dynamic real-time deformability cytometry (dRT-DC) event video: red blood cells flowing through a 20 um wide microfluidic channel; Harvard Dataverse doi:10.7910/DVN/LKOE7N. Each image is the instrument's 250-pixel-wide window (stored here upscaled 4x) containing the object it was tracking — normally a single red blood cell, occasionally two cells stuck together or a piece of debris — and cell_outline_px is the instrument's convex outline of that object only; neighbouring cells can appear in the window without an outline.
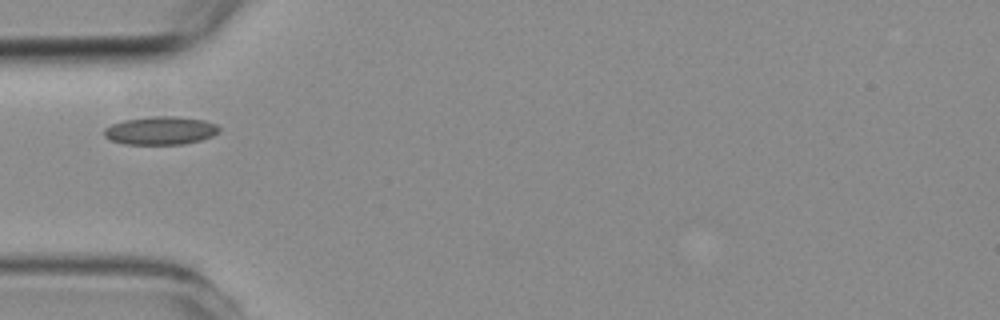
{"species": "common noctule bat (a hibernating species)", "species_latin": "Nyctalus noctula", "temperature_condition": "room temperature", "stored_images_in_passage": 2, "camera_frame_rate_fps": 3000, "um_per_image_px": 0.085, "animal": {"sex": "female", "body_mass_g": 19.3, "forearm_length_mm": 54.1}, "frame": {"image": 1, "passage_image": 1, "time_ms": 0.0, "image_size_px": [1000, 320], "cell_outline_px": [[220, 132], [212, 136], [200, 140], [184, 144], [124, 144], [112, 140], [104, 136], [104, 128], [112, 124], [124, 120], [156, 116], [176, 116], [204, 120], [216, 124], [220, 128]], "centroid_in_image_um": [13.67, 11.1], "position_along_channel_um": 71.3, "area_um2": 18.84}}
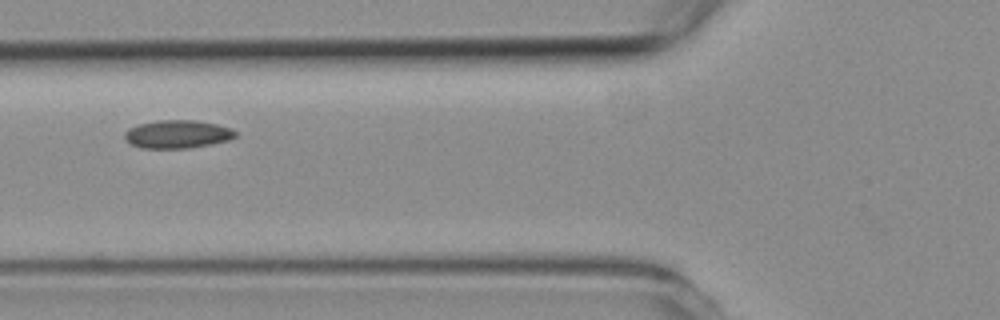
{"frame": {"image": 2, "passage_image": 2, "time_ms": 1.0, "image_size_px": [1000, 320], "cell_outline_px": [[236, 136], [228, 140], [188, 148], [140, 148], [132, 144], [124, 136], [124, 132], [128, 128], [140, 124], [156, 120], [196, 120], [216, 124], [232, 128], [236, 132]], "centroid_in_image_um": [15.07, 11.39], "position_along_channel_um": 110.7, "area_um2": 18.03}}